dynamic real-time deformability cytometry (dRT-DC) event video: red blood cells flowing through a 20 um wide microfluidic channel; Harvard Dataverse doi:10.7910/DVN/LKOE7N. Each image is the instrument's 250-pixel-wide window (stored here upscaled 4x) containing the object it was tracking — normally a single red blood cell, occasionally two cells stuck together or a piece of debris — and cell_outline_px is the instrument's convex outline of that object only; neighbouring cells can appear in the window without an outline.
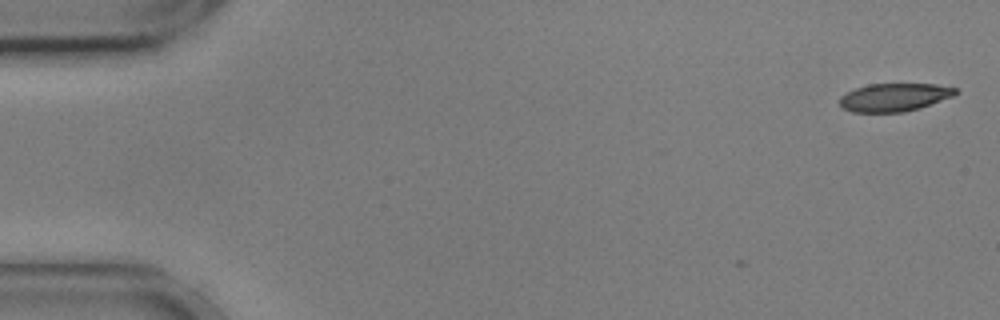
{"species": "common noctule bat (a hibernating species)", "species_latin": "Nyctalus noctula", "temperature_condition": "cold", "stored_images_in_passage": 2, "camera_frame_rate_fps": 3000, "um_per_image_px": 0.085, "animal": {"sex": "male", "body_mass_g": 17.9, "forearm_length_mm": 54.2}, "frame": {"image": 1, "passage_image": 2, "time_ms": 0.333, "image_size_px": [1000, 320], "cell_outline_px": [[960, 92], [952, 96], [920, 108], [904, 112], [852, 112], [840, 108], [840, 96], [856, 88], [868, 84], [936, 84], [956, 88]], "centroid_in_image_um": [76.0, 8.27], "position_along_channel_um": 9.0, "area_um2": 18.96}}